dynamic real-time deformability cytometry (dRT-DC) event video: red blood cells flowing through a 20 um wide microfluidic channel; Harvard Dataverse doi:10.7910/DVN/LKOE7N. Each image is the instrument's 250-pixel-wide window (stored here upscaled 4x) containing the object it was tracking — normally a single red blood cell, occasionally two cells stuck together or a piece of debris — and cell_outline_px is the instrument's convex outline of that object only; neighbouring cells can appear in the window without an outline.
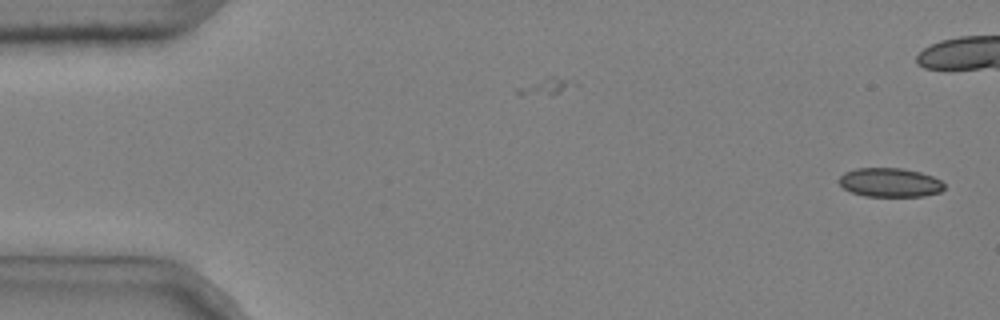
{"species": "common noctule bat (a hibernating species)", "species_latin": "Nyctalus noctula", "temperature_condition": "cold", "stored_images_in_passage": 2, "camera_frame_rate_fps": 3000, "um_per_image_px": 0.085, "animal": {"sex": "male", "body_mass_g": 20.4}, "frame": {"image": 1, "passage_image": 2, "time_ms": 0.333, "image_size_px": [1000, 320], "cell_outline_px": [[944, 188], [940, 192], [924, 196], [864, 196], [852, 192], [844, 188], [840, 184], [840, 176], [844, 172], [856, 168], [900, 168], [920, 172], [932, 176], [940, 180], [944, 184]], "centroid_in_image_um": [75.65, 15.51], "position_along_channel_um": 9.4, "area_um2": 17.69}}